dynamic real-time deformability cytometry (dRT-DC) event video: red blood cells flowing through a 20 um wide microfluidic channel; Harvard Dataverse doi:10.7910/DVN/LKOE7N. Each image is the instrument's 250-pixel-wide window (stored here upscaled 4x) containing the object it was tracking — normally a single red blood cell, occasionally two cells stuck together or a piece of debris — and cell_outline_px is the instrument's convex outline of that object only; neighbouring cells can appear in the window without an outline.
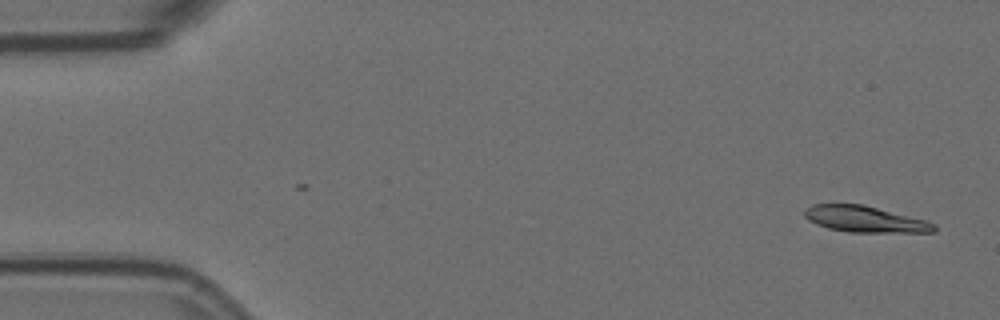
{"species": "Egyptian fruit bat (a non-hibernating species)", "species_latin": "Rousettus aegyptiacus", "temperature_condition": "room temperature", "stored_images_in_passage": 5, "camera_frame_rate_fps": 3000, "um_per_image_px": 0.085, "animal": {"sex": "female"}, "frame": {"image": 1, "passage_image": 1, "time_ms": 0.0, "image_size_px": [1000, 320], "cell_outline_px": [[936, 232], [848, 232], [828, 228], [816, 224], [808, 220], [804, 216], [804, 208], [812, 204], [864, 204], [924, 220], [936, 224]], "centroid_in_image_um": [73.48, 18.62], "position_along_channel_um": 11.5, "area_um2": 19.77}}
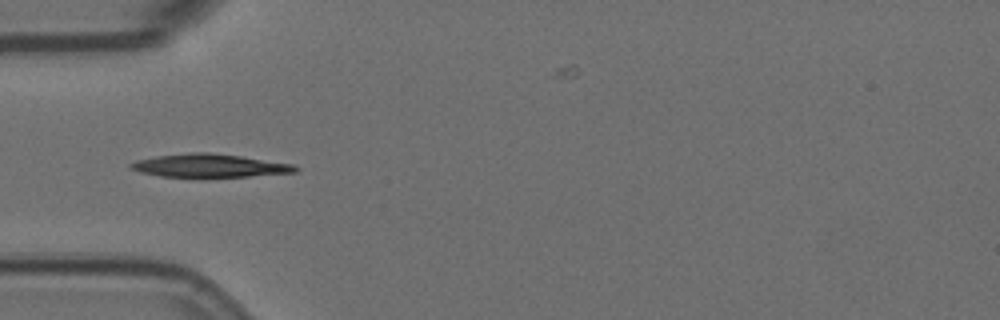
{"frame": {"image": 2, "passage_image": 5, "time_ms": 1.333, "image_size_px": [1000, 320], "cell_outline_px": [[300, 168], [296, 172], [248, 176], [160, 176], [140, 172], [128, 168], [128, 164], [136, 160], [156, 156], [192, 152], [208, 152], [240, 156], [292, 164]], "centroid_in_image_um": [17.76, 14.07], "position_along_channel_um": 67.2, "area_um2": 21.91}}